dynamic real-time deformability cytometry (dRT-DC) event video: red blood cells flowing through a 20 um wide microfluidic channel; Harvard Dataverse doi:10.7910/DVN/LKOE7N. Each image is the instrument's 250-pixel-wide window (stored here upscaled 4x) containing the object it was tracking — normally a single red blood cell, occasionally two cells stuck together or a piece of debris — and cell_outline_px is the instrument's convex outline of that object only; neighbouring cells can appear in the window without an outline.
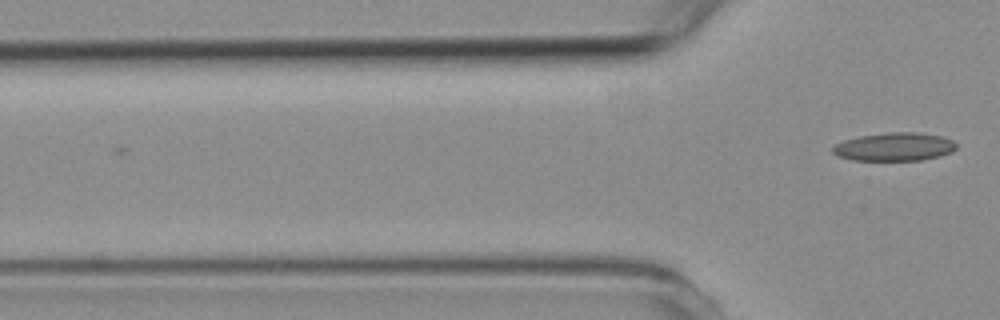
{"species": "common noctule bat (a hibernating species)", "species_latin": "Nyctalus noctula", "temperature_condition": "room temperature", "stored_images_in_passage": 3, "camera_frame_rate_fps": 3000, "um_per_image_px": 0.085, "animal": {"sex": "female", "body_mass_g": 19.3, "forearm_length_mm": 54.1}, "frame": {"image": 1, "passage_image": 3, "time_ms": 2.333, "image_size_px": [1000, 320], "cell_outline_px": [[956, 148], [952, 152], [940, 156], [920, 160], [852, 160], [836, 156], [832, 152], [832, 148], [836, 144], [844, 140], [860, 136], [888, 132], [916, 132], [940, 136], [952, 140], [956, 144]], "centroid_in_image_um": [76.01, 12.48], "position_along_channel_um": 49.8, "area_um2": 20.35}}